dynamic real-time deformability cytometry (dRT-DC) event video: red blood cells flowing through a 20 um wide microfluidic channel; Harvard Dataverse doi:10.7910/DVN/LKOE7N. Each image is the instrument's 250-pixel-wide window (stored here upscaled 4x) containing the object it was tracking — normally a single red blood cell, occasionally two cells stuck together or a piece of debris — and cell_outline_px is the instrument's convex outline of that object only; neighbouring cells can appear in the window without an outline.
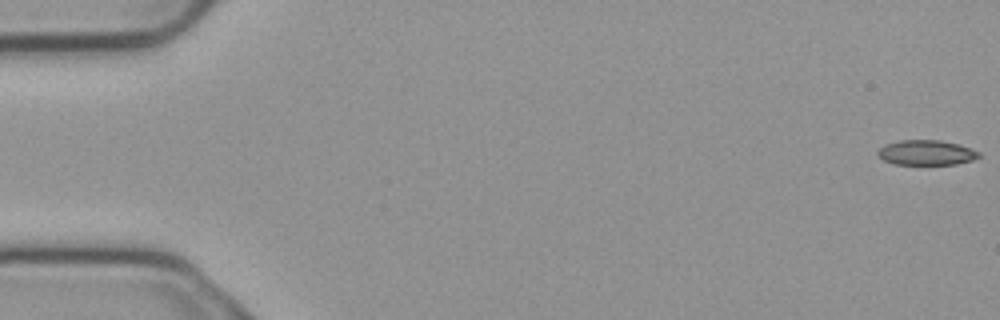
{"species": "common noctule bat (a hibernating species)", "species_latin": "Nyctalus noctula", "temperature_condition": "cold", "stored_images_in_passage": 5, "camera_frame_rate_fps": 3000, "um_per_image_px": 0.085, "animal": {"sex": "male", "body_mass_g": 23.1, "forearm_length_mm": 52.7}, "frame": {"image": 1, "passage_image": 1, "time_ms": 0.0, "image_size_px": [1000, 320], "cell_outline_px": [[980, 156], [972, 160], [956, 164], [896, 164], [884, 160], [876, 152], [884, 144], [900, 140], [940, 140], [960, 144], [972, 148], [980, 152]], "centroid_in_image_um": [78.76, 12.96], "position_along_channel_um": 6.2, "area_um2": 14.74}}
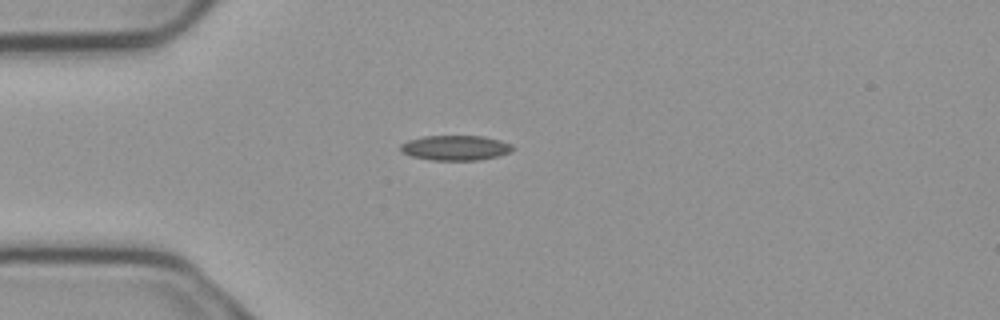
{"frame": {"image": 2, "passage_image": 5, "time_ms": 1.333, "image_size_px": [1000, 320], "cell_outline_px": [[512, 148], [508, 152], [496, 156], [480, 160], [432, 160], [412, 156], [400, 152], [400, 144], [408, 140], [424, 136], [484, 136], [500, 140], [512, 144]], "centroid_in_image_um": [38.67, 12.56], "position_along_channel_um": 46.3, "area_um2": 16.24}}